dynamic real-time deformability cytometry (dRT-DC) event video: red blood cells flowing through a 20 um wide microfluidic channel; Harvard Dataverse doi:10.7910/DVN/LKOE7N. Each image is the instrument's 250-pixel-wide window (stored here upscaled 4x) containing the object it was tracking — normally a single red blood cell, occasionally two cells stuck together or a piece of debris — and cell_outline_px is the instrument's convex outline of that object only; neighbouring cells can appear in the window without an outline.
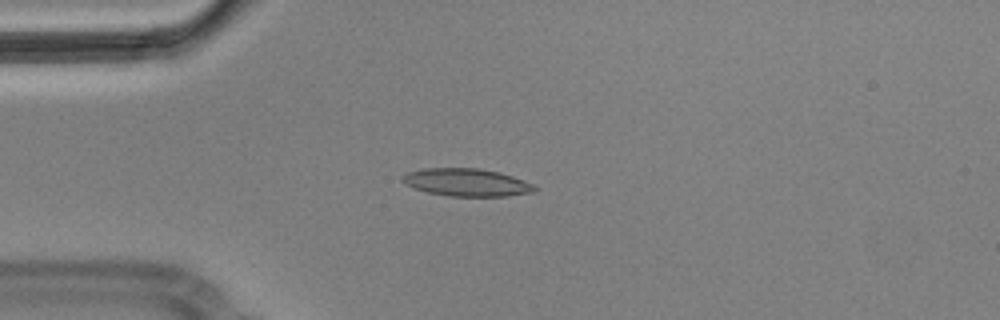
{"species": "Egyptian fruit bat (a non-hibernating species)", "species_latin": "Rousettus aegyptiacus", "temperature_condition": "cold", "stored_images_in_passage": 5, "camera_frame_rate_fps": 3000, "um_per_image_px": 0.085, "animal": {"sex": "male"}, "frame": {"image": 1, "passage_image": 4, "time_ms": 1.0, "image_size_px": [1000, 320], "cell_outline_px": [[536, 192], [504, 196], [448, 196], [428, 192], [416, 188], [400, 180], [400, 176], [408, 172], [424, 168], [480, 168], [500, 172], [512, 176], [532, 184], [536, 188]], "centroid_in_image_um": [39.66, 15.49], "position_along_channel_um": 45.3, "area_um2": 21.21}}
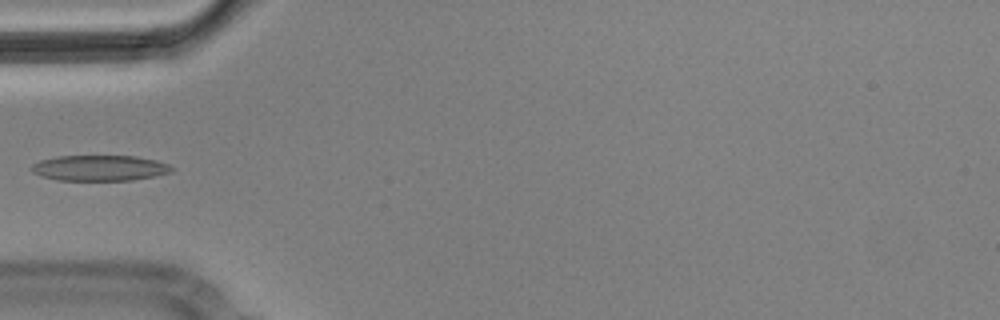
{"frame": {"image": 2, "passage_image": 5, "time_ms": 1.333, "image_size_px": [1000, 320], "cell_outline_px": [[176, 168], [172, 172], [156, 176], [132, 180], [60, 180], [44, 176], [32, 172], [32, 164], [40, 160], [56, 156], [136, 156], [156, 160], [168, 164]], "centroid_in_image_um": [8.53, 14.27], "position_along_channel_um": 76.5, "area_um2": 20.92}}